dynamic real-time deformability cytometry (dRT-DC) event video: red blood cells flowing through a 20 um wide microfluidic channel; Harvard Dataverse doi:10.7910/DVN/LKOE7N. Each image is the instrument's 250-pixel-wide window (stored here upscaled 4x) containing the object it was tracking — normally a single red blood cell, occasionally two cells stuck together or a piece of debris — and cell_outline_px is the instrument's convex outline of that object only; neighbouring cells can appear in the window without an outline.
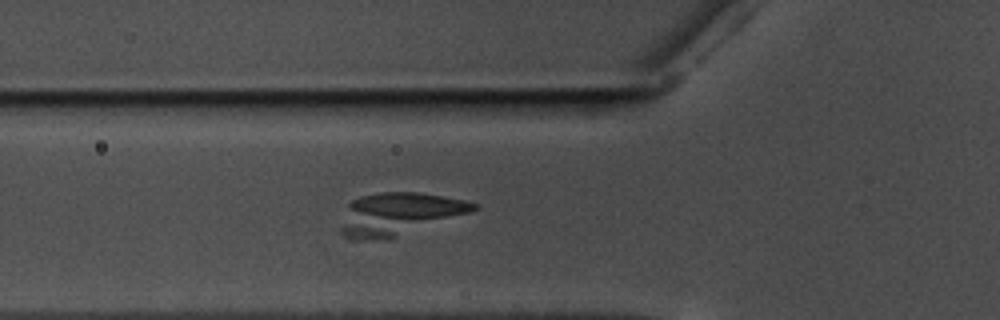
{"species": "common noctule bat (a hibernating species)", "species_latin": "Nyctalus noctula", "temperature_condition": "warm", "stored_images_in_passage": 58, "segment_of_instrument_passage": [2, 2], "camera_frame_rate_fps": 3000, "um_per_image_px": 0.085, "animal": {"sex": "male", "body_mass_g": 17.5, "forearm_length_mm": 52.3}, "frame": {"image": 1, "passage_image": 21, "time_ms": 6.667, "image_size_px": [1000, 320], "cell_outline_px": [[480, 208], [472, 212], [392, 236], [364, 240], [352, 240], [344, 236], [340, 232], [340, 228], [348, 204], [352, 200], [360, 196], [380, 192], [416, 192], [464, 200], [480, 204]], "centroid_in_image_um": [33.88, 18.15], "position_along_channel_um": 91.9, "area_um2": 32.02}}
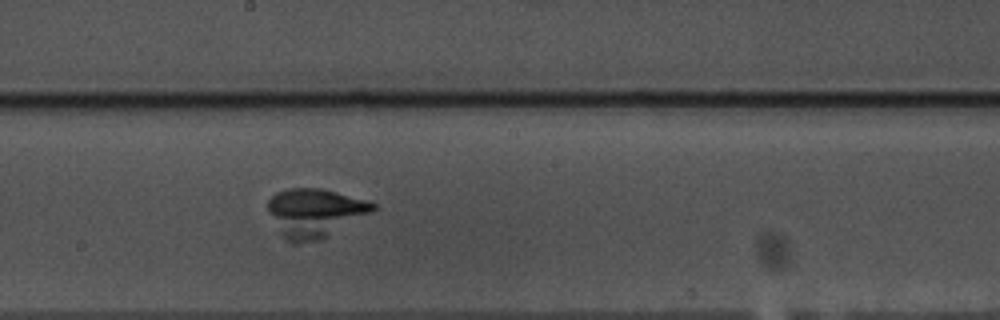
{"frame": {"image": 2, "passage_image": 32, "time_ms": 10.333, "image_size_px": [1000, 320], "cell_outline_px": [[376, 208], [372, 212], [328, 236], [320, 240], [296, 244], [288, 244], [280, 232], [268, 212], [268, 200], [276, 192], [288, 188], [324, 188], [368, 200], [376, 204]], "centroid_in_image_um": [26.76, 18.09], "position_along_channel_um": 221.4, "area_um2": 30.06}}
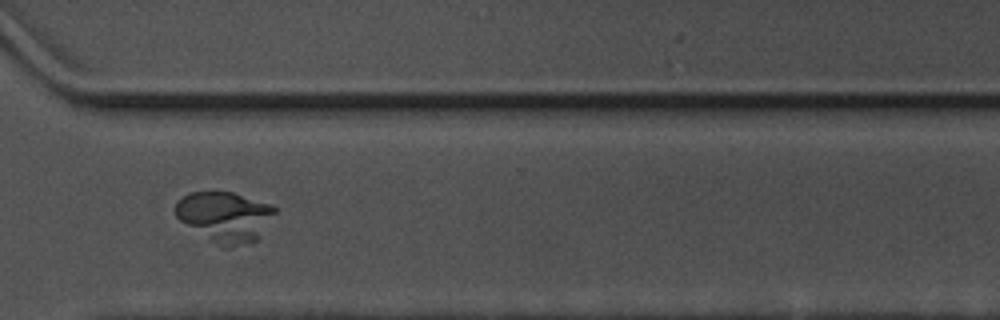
{"frame": {"image": 3, "passage_image": 43, "time_ms": 14.0, "image_size_px": [1000, 320], "cell_outline_px": [[276, 212], [256, 240], [228, 248], [224, 248], [180, 220], [176, 216], [176, 200], [188, 192], [232, 192], [272, 204], [276, 208]], "centroid_in_image_um": [19.12, 18.39], "position_along_channel_um": 351.5, "area_um2": 28.67}}